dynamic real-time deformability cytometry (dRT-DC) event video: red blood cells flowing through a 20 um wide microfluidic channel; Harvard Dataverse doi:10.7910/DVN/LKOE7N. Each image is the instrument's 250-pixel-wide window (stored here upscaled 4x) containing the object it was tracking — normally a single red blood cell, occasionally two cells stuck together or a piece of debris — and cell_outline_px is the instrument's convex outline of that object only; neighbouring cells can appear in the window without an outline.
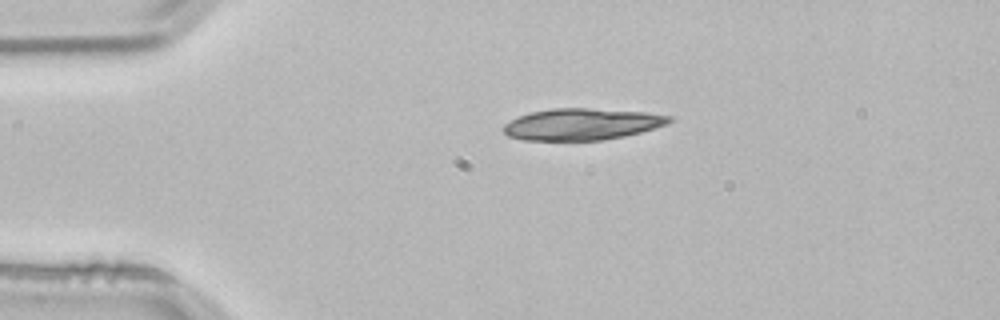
{"species": "common noctule bat (a hibernating species)", "species_latin": "Nyctalus noctula", "temperature_condition": "room temperature", "stored_images_in_passage": 42, "camera_frame_rate_fps": 3000, "um_per_image_px": 0.085, "animal": {"sex": "male", "body_mass_g": 21.5, "forearm_length_mm": 52.0}, "frame": {"image": 1, "passage_image": 1, "time_ms": 0.0, "image_size_px": [1000, 320], "cell_outline_px": [[672, 120], [668, 124], [640, 132], [624, 136], [604, 140], [524, 140], [508, 136], [504, 132], [504, 124], [520, 116], [532, 112], [552, 108], [588, 108], [648, 112], [672, 116]], "centroid_in_image_um": [49.5, 10.55], "position_along_channel_um": 35.5, "area_um2": 30.4}}